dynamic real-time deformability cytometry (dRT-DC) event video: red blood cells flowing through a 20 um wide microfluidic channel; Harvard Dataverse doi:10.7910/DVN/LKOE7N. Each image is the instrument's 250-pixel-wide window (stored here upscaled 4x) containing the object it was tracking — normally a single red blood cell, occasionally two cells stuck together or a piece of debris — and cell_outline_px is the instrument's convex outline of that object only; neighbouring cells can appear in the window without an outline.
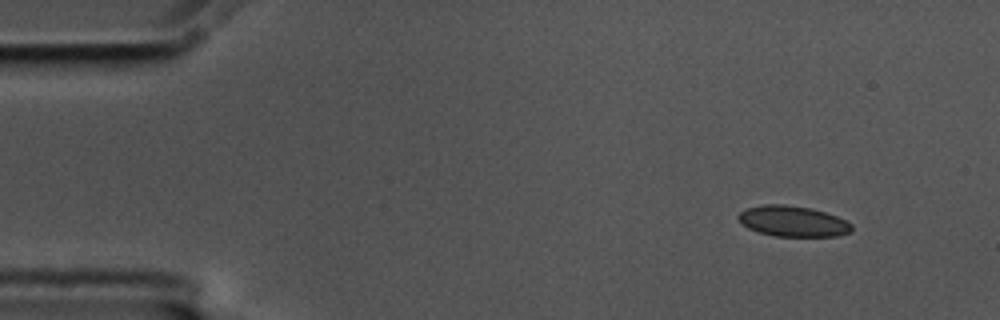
{"species": "common noctule bat (a hibernating species)", "species_latin": "Nyctalus noctula", "temperature_condition": "cold", "stored_images_in_passage": 4, "camera_frame_rate_fps": 3000, "um_per_image_px": 0.085, "animal": {"sex": "male", "body_mass_g": 17.5, "forearm_length_mm": 52.3}, "frame": {"image": 1, "passage_image": 1, "time_ms": 0.0, "image_size_px": [1000, 320], "cell_outline_px": [[852, 232], [836, 236], [776, 236], [760, 232], [748, 228], [736, 216], [744, 208], [764, 204], [784, 204], [812, 208], [836, 216], [852, 224]], "centroid_in_image_um": [67.39, 18.79], "position_along_channel_um": 17.6, "area_um2": 20.23}}
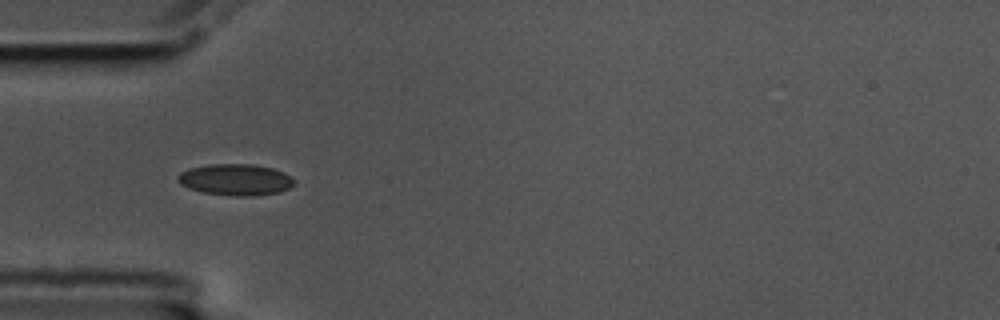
{"frame": {"image": 2, "passage_image": 4, "time_ms": 1.0, "image_size_px": [1000, 320], "cell_outline_px": [[292, 184], [288, 188], [280, 192], [252, 196], [232, 196], [204, 192], [188, 188], [180, 184], [176, 180], [176, 176], [180, 172], [188, 168], [212, 164], [252, 164], [272, 168], [284, 172], [292, 180]], "centroid_in_image_um": [19.95, 15.27], "position_along_channel_um": 65.0, "area_um2": 21.21}}